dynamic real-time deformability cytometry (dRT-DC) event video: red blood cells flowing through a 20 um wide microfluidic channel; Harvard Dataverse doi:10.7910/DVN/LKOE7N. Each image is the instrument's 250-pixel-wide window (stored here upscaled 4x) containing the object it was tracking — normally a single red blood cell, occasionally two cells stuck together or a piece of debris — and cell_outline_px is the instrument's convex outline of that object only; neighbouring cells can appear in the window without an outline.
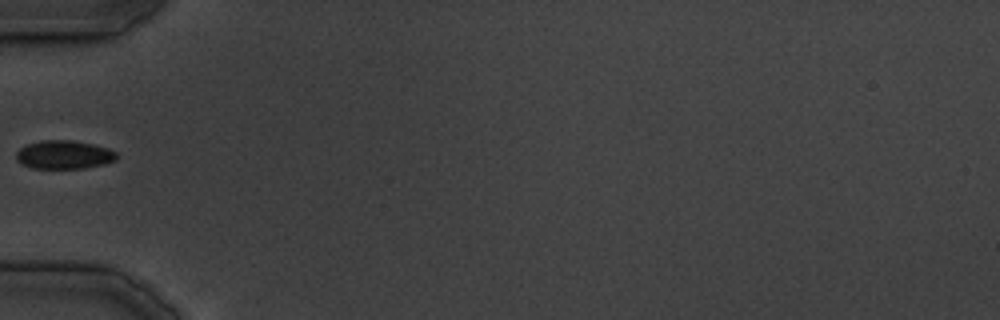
{"species": "common noctule bat (a hibernating species)", "species_latin": "Nyctalus noctula", "temperature_condition": "cold", "stored_images_in_passage": 27, "camera_frame_rate_fps": 3000, "um_per_image_px": 0.085, "animal": {"sex": "male", "body_mass_g": 19.5, "forearm_length_mm": 54.6}, "frame": {"image": 1, "passage_image": 1, "time_ms": 0.0, "image_size_px": [1000, 320], "cell_outline_px": [[116, 160], [104, 164], [84, 168], [32, 168], [16, 160], [16, 152], [20, 148], [28, 144], [40, 140], [72, 140], [92, 144], [108, 148], [116, 152]], "centroid_in_image_um": [5.44, 13.14], "position_along_channel_um": 79.6, "area_um2": 16.59}}
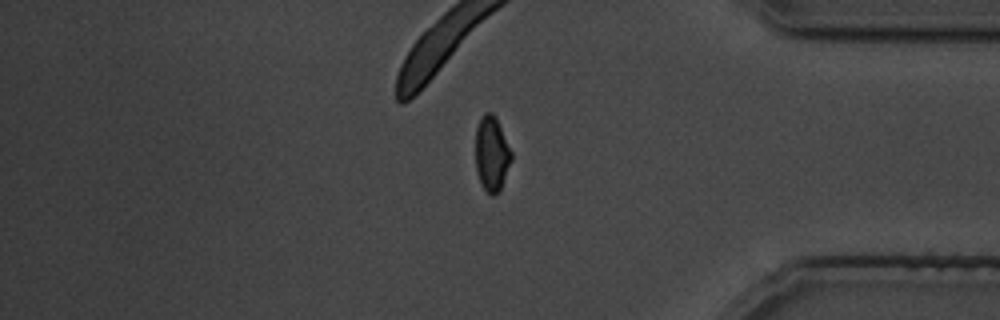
{"frame": {"image": 2, "passage_image": 21, "time_ms": 22.667, "image_size_px": [1000, 320], "cell_outline_px": [[512, 160], [500, 188], [492, 196], [480, 184], [476, 172], [476, 128], [480, 116], [484, 112], [492, 112], [496, 116], [512, 152]], "centroid_in_image_um": [41.78, 13.01], "position_along_channel_um": 393.4, "area_um2": 15.72}}
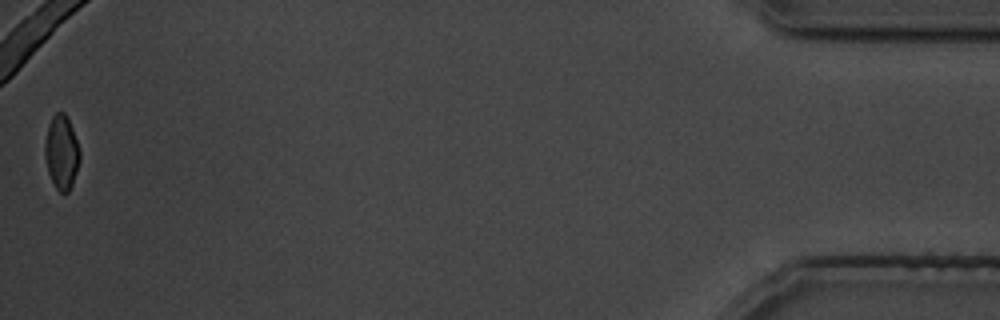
{"frame": {"image": 3, "passage_image": 27, "time_ms": 29.667, "image_size_px": [1000, 320], "cell_outline_px": [[80, 160], [72, 184], [68, 192], [60, 192], [56, 188], [48, 172], [44, 156], [44, 144], [48, 124], [52, 116], [56, 112], [64, 112], [72, 128], [80, 148]], "centroid_in_image_um": [5.22, 12.92], "position_along_channel_um": 430.0, "area_um2": 15.09}}